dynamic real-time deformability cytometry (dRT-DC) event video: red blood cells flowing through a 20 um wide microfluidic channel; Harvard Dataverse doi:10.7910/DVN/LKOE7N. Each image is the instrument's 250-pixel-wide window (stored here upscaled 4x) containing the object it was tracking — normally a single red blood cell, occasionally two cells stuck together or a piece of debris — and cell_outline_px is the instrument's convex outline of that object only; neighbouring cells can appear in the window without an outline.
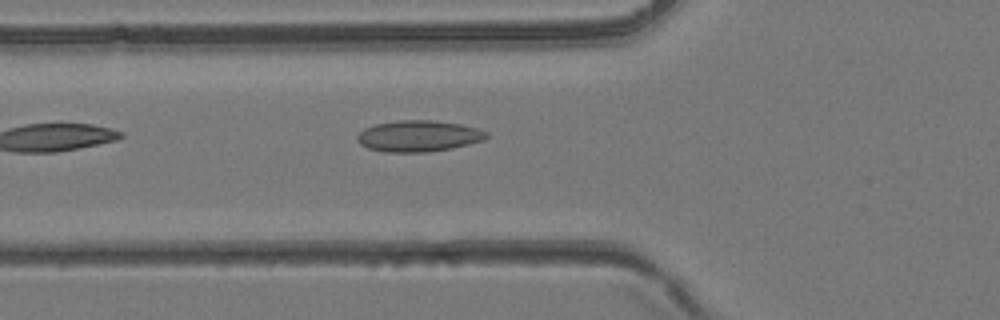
{"species": "common noctule bat (a hibernating species)", "species_latin": "Nyctalus noctula", "temperature_condition": "room temperature", "stored_images_in_passage": 10, "camera_frame_rate_fps": 3000, "um_per_image_px": 0.085, "animal": {"sex": "female", "body_mass_g": 24.6, "forearm_length_mm": 56.2}, "frame": {"image": 1, "passage_image": 2, "time_ms": 0.333, "image_size_px": [1000, 320], "cell_outline_px": [[488, 136], [484, 140], [452, 148], [428, 152], [384, 152], [368, 148], [360, 144], [356, 140], [356, 136], [364, 128], [376, 124], [400, 120], [428, 120], [460, 124], [476, 128], [488, 132]], "centroid_in_image_um": [35.55, 11.57], "position_along_channel_um": 90.2, "area_um2": 23.47}}
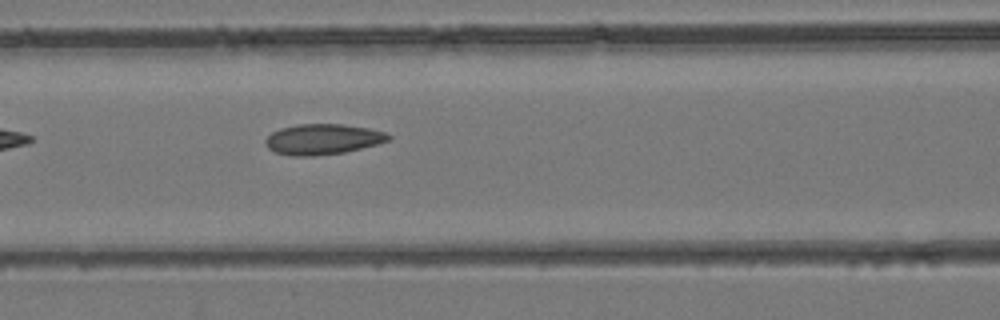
{"frame": {"image": 2, "passage_image": 5, "time_ms": 1.333, "image_size_px": [1000, 320], "cell_outline_px": [[392, 136], [388, 140], [376, 144], [344, 152], [312, 156], [292, 156], [276, 152], [268, 148], [264, 144], [264, 140], [272, 132], [280, 128], [296, 124], [344, 124], [368, 128], [384, 132]], "centroid_in_image_um": [27.39, 11.83], "position_along_channel_um": 139.2, "area_um2": 21.79}}